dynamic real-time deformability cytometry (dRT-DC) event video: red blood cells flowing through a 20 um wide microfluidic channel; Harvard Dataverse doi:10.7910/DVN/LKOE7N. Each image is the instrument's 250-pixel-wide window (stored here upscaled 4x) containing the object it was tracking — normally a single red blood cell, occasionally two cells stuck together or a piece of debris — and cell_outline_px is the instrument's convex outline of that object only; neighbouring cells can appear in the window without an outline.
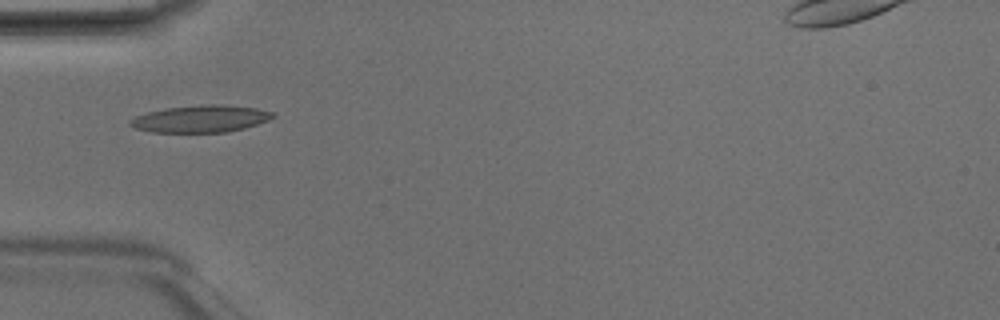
{"species": "Egyptian fruit bat (a non-hibernating species)", "species_latin": "Rousettus aegyptiacus", "temperature_condition": "room temperature", "stored_images_in_passage": 1, "camera_frame_rate_fps": 3000, "um_per_image_px": 0.085, "animal": {"sex": "male"}, "frame": {"image": 1, "passage_image": 1, "time_ms": 0.0, "image_size_px": [1000, 320], "cell_outline_px": [[276, 116], [268, 120], [244, 128], [224, 132], [152, 132], [136, 128], [128, 124], [128, 120], [136, 116], [148, 112], [168, 108], [200, 104], [212, 104], [256, 108], [276, 112]], "centroid_in_image_um": [17.06, 10.09], "position_along_channel_um": 67.9, "area_um2": 22.37}}